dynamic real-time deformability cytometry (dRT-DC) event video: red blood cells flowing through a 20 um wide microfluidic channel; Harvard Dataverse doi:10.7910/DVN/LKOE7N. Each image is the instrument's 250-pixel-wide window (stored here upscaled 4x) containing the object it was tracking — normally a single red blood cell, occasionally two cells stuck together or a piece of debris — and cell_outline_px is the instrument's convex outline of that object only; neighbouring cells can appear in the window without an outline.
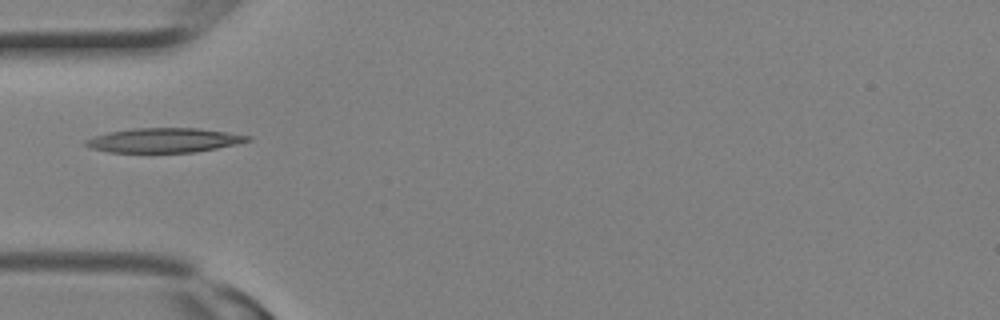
{"species": "Egyptian fruit bat (a non-hibernating species)", "species_latin": "Rousettus aegyptiacus", "temperature_condition": "room temperature", "stored_images_in_passage": 2, "camera_frame_rate_fps": 3000, "um_per_image_px": 0.085, "animal": {"sex": "female"}, "frame": {"image": 1, "passage_image": 2, "time_ms": 0.333, "image_size_px": [1000, 320], "cell_outline_px": [[252, 140], [236, 144], [196, 152], [108, 152], [92, 148], [84, 144], [84, 140], [92, 136], [108, 132], [132, 128], [200, 128], [252, 136]], "centroid_in_image_um": [13.93, 11.91], "position_along_channel_um": 71.1, "area_um2": 23.12}}